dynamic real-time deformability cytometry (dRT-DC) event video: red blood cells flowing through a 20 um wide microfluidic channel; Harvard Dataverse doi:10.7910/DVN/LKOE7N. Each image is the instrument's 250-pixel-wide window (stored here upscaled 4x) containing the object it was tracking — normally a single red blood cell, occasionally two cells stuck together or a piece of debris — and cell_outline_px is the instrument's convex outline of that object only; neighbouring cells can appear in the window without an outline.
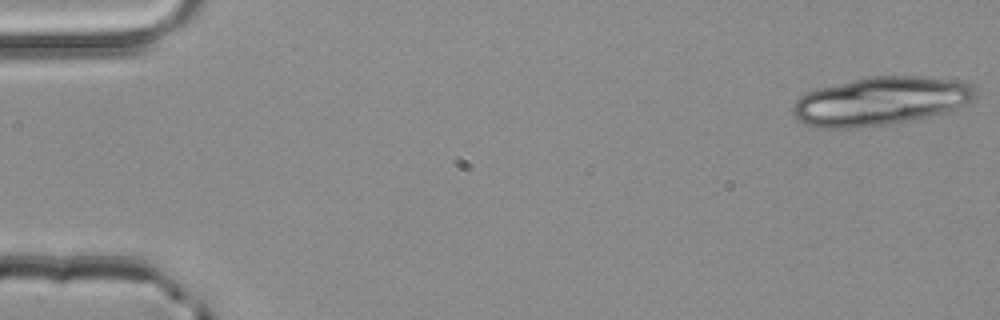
{"species": "common noctule bat (a hibernating species)", "species_latin": "Nyctalus noctula", "temperature_condition": "room temperature", "stored_images_in_passage": 5, "segment_of_instrument_passage": [1, 2], "camera_frame_rate_fps": 3000, "um_per_image_px": 0.085, "animal": {"sex": "male", "body_mass_g": 20.4}, "frame": {"image": 1, "passage_image": 1, "time_ms": 0.0, "image_size_px": [1000, 320], "cell_outline_px": [[976, 96], [972, 100], [948, 112], [896, 124], [856, 128], [820, 128], [804, 124], [792, 112], [792, 108], [796, 100], [804, 92], [820, 88], [872, 76], [916, 76], [960, 80], [968, 84], [976, 92]], "centroid_in_image_um": [74.85, 8.61], "position_along_channel_um": 10.2, "area_um2": 51.5}}